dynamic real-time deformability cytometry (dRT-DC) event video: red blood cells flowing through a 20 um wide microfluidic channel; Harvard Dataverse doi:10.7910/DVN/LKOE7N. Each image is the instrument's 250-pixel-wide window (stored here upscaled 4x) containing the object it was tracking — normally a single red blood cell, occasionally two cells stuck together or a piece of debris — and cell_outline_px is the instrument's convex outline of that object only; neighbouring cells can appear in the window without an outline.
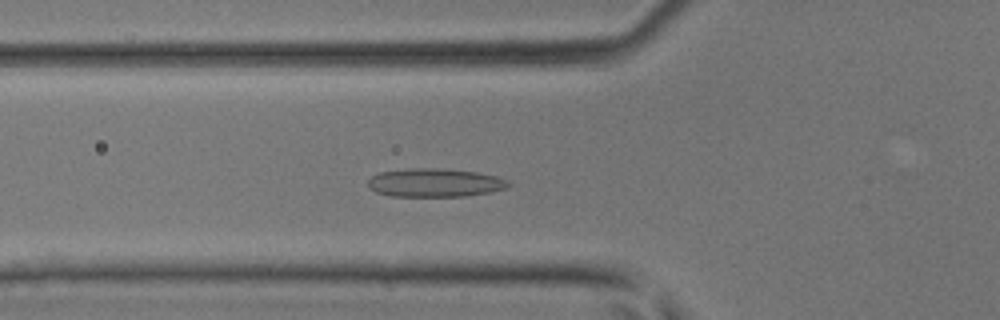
{"species": "common noctule bat (a hibernating species)", "species_latin": "Nyctalus noctula", "temperature_condition": "room temperature", "stored_images_in_passage": 46, "camera_frame_rate_fps": 3000, "um_per_image_px": 0.085, "animal": {"sex": "male", "body_mass_g": 17.9, "forearm_length_mm": 54.2}, "frame": {"image": 1, "passage_image": 16, "time_ms": 5.0, "image_size_px": [1000, 320], "cell_outline_px": [[512, 184], [508, 188], [468, 196], [392, 196], [376, 192], [368, 188], [368, 180], [372, 176], [380, 172], [408, 168], [440, 168], [476, 172], [496, 176], [508, 180]], "centroid_in_image_um": [36.97, 15.53], "position_along_channel_um": 88.8, "area_um2": 23.41}}
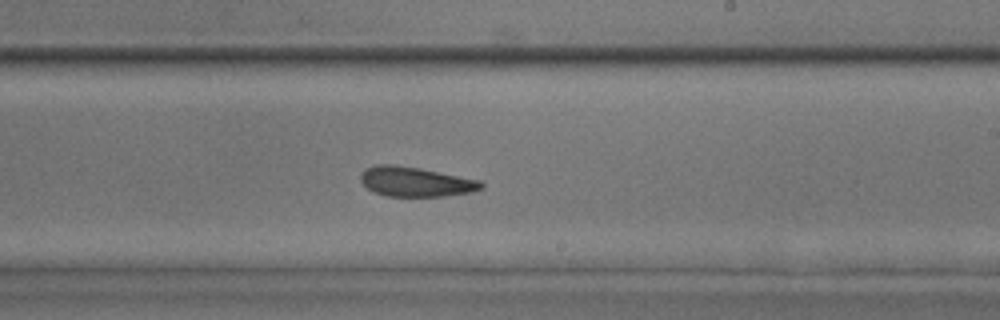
{"frame": {"image": 2, "passage_image": 27, "time_ms": 8.667, "image_size_px": [1000, 320], "cell_outline_px": [[484, 188], [472, 192], [444, 196], [388, 196], [372, 192], [360, 180], [360, 176], [364, 168], [376, 164], [392, 164], [420, 168], [480, 180], [484, 184]], "centroid_in_image_um": [35.32, 15.44], "position_along_channel_um": 253.7, "area_um2": 20.98}}
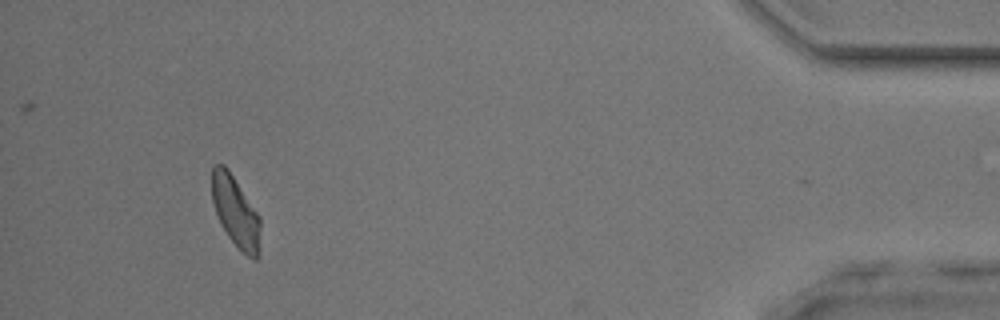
{"frame": {"image": 3, "passage_image": 42, "time_ms": 13.667, "image_size_px": [1000, 320], "cell_outline_px": [[260, 228], [256, 260], [252, 260], [228, 236], [220, 224], [212, 200], [212, 168], [216, 164], [224, 164], [228, 168], [260, 216]], "centroid_in_image_um": [20.01, 17.94], "position_along_channel_um": 415.2, "area_um2": 19.65}}